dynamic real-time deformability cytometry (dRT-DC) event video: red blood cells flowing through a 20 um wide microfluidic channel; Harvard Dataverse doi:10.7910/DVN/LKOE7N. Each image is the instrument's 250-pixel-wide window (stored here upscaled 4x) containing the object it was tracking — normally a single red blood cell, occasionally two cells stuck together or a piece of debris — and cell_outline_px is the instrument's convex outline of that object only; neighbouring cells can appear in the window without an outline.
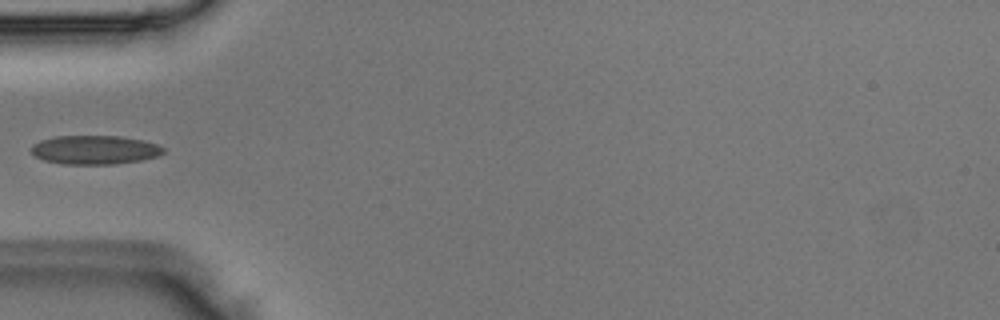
{"species": "Egyptian fruit bat (a non-hibernating species)", "species_latin": "Rousettus aegyptiacus", "temperature_condition": "room temperature", "stored_images_in_passage": 4, "camera_frame_rate_fps": 3000, "um_per_image_px": 0.085, "animal": {"sex": "male"}, "frame": {"image": 1, "passage_image": 4, "time_ms": 1.0, "image_size_px": [1000, 320], "cell_outline_px": [[164, 152], [156, 156], [140, 160], [112, 164], [64, 164], [44, 160], [36, 156], [32, 152], [32, 144], [40, 140], [56, 136], [120, 136], [144, 140], [156, 144], [164, 148]], "centroid_in_image_um": [8.04, 12.73], "position_along_channel_um": 77.0, "area_um2": 22.08}}